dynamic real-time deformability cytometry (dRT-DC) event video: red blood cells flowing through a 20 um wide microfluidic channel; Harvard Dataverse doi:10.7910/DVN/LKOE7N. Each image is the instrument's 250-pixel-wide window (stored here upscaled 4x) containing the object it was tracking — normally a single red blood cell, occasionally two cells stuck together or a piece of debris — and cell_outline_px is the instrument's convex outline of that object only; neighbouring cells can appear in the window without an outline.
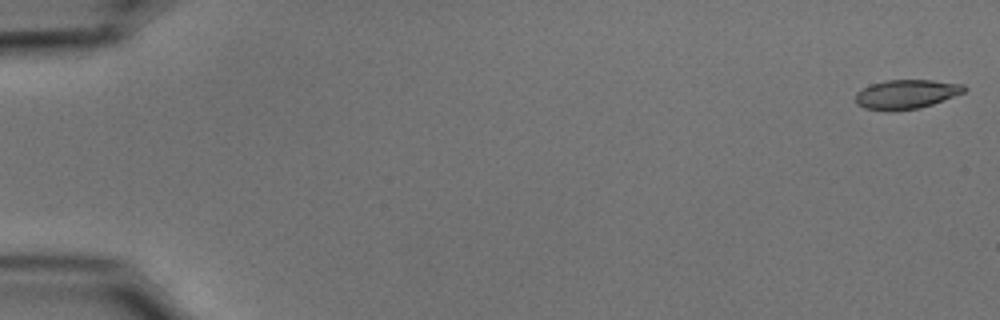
{"species": "common noctule bat (a hibernating species)", "species_latin": "Nyctalus noctula", "temperature_condition": "cold", "stored_images_in_passage": 55, "camera_frame_rate_fps": 3000, "um_per_image_px": 0.085, "animal": {"sex": "male", "body_mass_g": 15.6}, "frame": {"image": 1, "passage_image": 1, "time_ms": 0.0, "image_size_px": [1000, 320], "cell_outline_px": [[968, 88], [964, 92], [932, 104], [920, 108], [864, 108], [856, 104], [856, 92], [860, 88], [884, 80], [932, 80], [964, 84]], "centroid_in_image_um": [77.06, 7.95], "position_along_channel_um": 7.9, "area_um2": 17.92}}
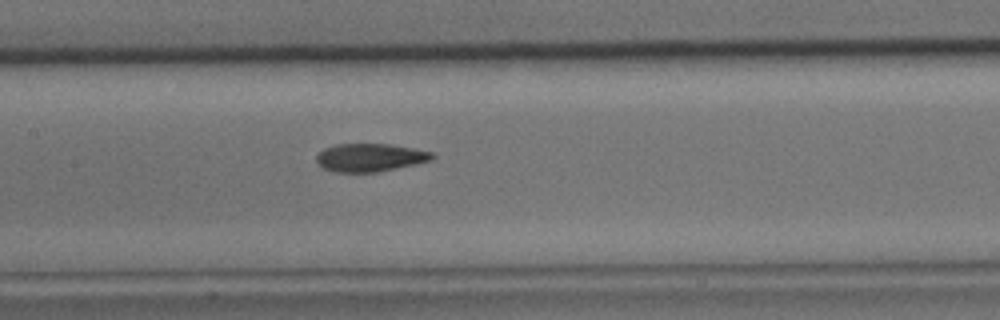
{"frame": {"image": 2, "passage_image": 27, "time_ms": 8.667, "image_size_px": [1000, 320], "cell_outline_px": [[436, 156], [432, 160], [416, 164], [380, 172], [336, 172], [324, 168], [316, 164], [316, 156], [324, 148], [336, 144], [392, 144], [432, 152]], "centroid_in_image_um": [31.46, 13.39], "position_along_channel_um": 175.9, "area_um2": 19.07}}
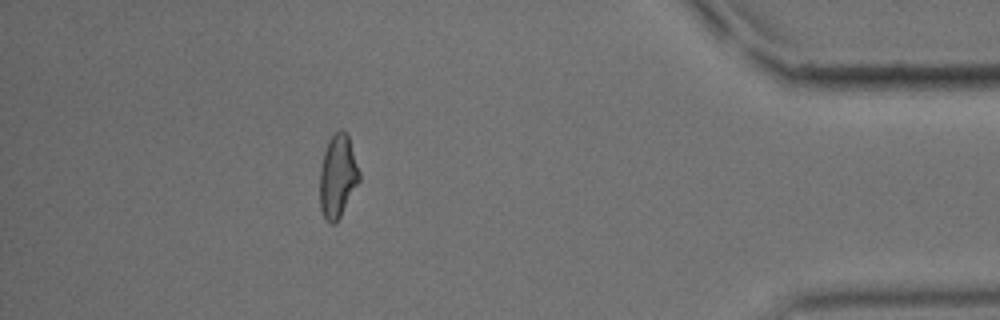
{"frame": {"image": 3, "passage_image": 49, "time_ms": 16.0, "image_size_px": [1000, 320], "cell_outline_px": [[360, 180], [336, 224], [328, 224], [320, 208], [320, 168], [324, 152], [328, 140], [340, 128], [344, 128], [348, 132], [360, 172]], "centroid_in_image_um": [28.71, 14.95], "position_along_channel_um": 406.5, "area_um2": 19.36}, "authors_computed_cell_mechanics": {"area_um2": 19.4208, "velocity_mm_per_s": 3.7157, "shape_relaxation_time_tau1_ms": 7.615, "shape_relaxation_time_tau2_ms": 2.9674, "deformation_change_tau1": 0.1838, "deformation_change_tau2": 0.0833}}